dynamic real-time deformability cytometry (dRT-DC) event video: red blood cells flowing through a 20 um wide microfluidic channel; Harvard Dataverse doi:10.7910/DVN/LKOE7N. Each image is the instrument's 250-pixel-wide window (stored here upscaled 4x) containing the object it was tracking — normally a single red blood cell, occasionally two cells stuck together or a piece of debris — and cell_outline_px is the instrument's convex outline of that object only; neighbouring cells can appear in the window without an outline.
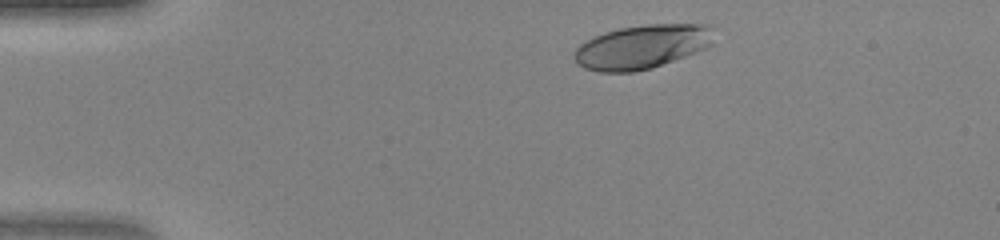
{"species": "human", "species_latin": "Homo sapiens", "temperature_condition": "warm", "stored_images_in_passage": 34, "camera_frame_rate_fps": 3000, "um_per_image_px": 0.085, "donor": {"sex": "female"}, "frame": {"image": 1, "passage_image": 3, "time_ms": 0.667, "image_size_px": [1000, 240], "cell_outline_px": [[712, 44], [708, 48], [652, 68], [636, 72], [600, 72], [584, 68], [576, 64], [572, 56], [576, 48], [584, 40], [604, 32], [620, 28], [648, 24], [712, 24]], "centroid_in_image_um": [54.55, 3.98], "position_along_channel_um": 30.5, "area_um2": 36.18}}
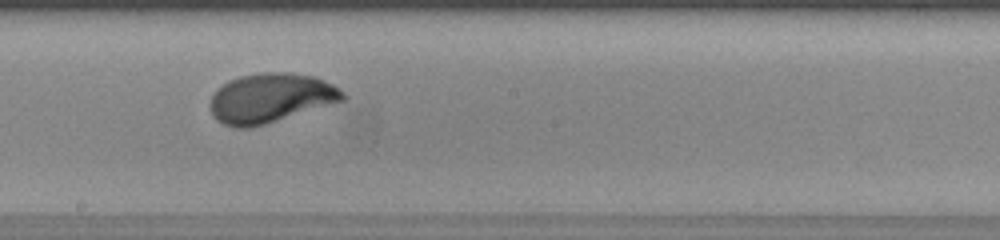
{"frame": {"image": 2, "passage_image": 21, "time_ms": 6.667, "image_size_px": [1000, 240], "cell_outline_px": [[348, 100], [252, 128], [236, 128], [224, 124], [216, 120], [212, 116], [208, 108], [208, 104], [216, 88], [228, 80], [240, 76], [256, 72], [288, 72], [316, 76], [340, 88], [348, 96]], "centroid_in_image_um": [23.01, 8.33], "position_along_channel_um": 225.2, "area_um2": 39.19}}
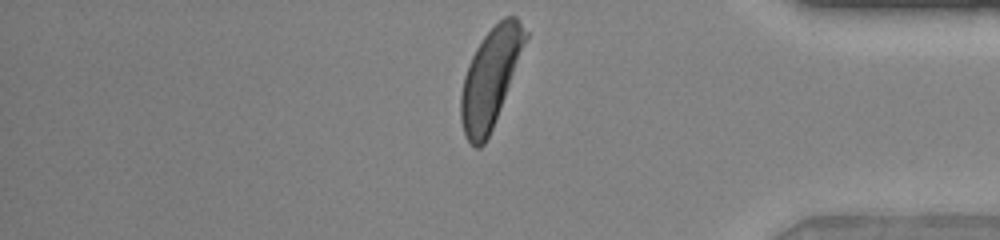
{"frame": {"image": 3, "passage_image": 34, "time_ms": 11.0, "image_size_px": [1000, 240], "cell_outline_px": [[528, 36], [492, 128], [484, 144], [480, 148], [476, 148], [464, 136], [460, 120], [460, 92], [464, 76], [468, 64], [476, 48], [484, 36], [504, 16], [516, 16], [528, 32]], "centroid_in_image_um": [41.65, 6.62], "position_along_channel_um": 393.6, "area_um2": 36.36}}